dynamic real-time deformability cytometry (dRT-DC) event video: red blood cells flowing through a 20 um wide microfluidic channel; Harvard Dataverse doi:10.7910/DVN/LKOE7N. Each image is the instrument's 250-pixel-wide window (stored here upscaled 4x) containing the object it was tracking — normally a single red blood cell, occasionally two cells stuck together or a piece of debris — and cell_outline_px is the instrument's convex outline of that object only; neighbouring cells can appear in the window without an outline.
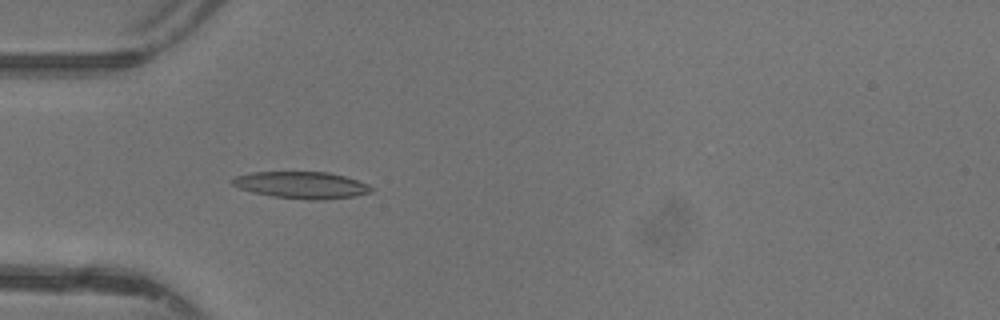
{"species": "common noctule bat (a hibernating species)", "species_latin": "Nyctalus noctula", "temperature_condition": "warm", "stored_images_in_passage": 45, "camera_frame_rate_fps": 3000, "um_per_image_px": 0.085, "animal": {"sex": "female"}, "frame": {"image": 1, "passage_image": 13, "time_ms": 4.0, "image_size_px": [1000, 320], "cell_outline_px": [[372, 192], [352, 196], [324, 200], [308, 200], [272, 196], [252, 192], [240, 188], [232, 184], [228, 180], [236, 176], [252, 172], [328, 172], [344, 176], [368, 184], [372, 188]], "centroid_in_image_um": [25.6, 15.73], "position_along_channel_um": 59.4, "area_um2": 21.68}}
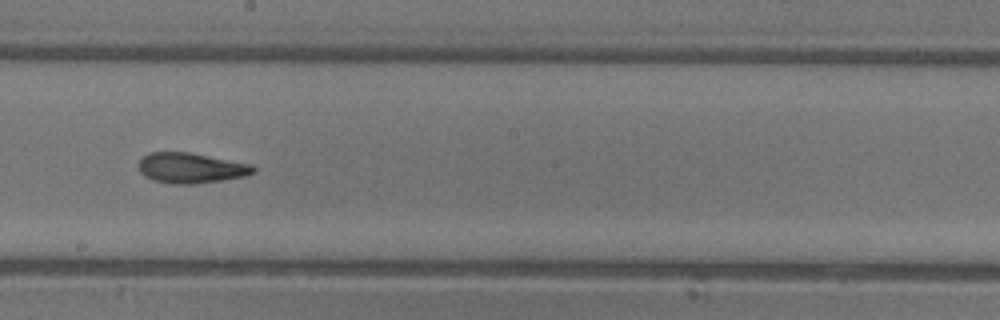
{"frame": {"image": 2, "passage_image": 25, "time_ms": 8.0, "image_size_px": [1000, 320], "cell_outline_px": [[256, 172], [244, 176], [220, 180], [192, 184], [172, 184], [152, 180], [144, 176], [140, 172], [140, 160], [148, 152], [188, 152], [256, 164]], "centroid_in_image_um": [16.27, 14.27], "position_along_channel_um": 231.9, "area_um2": 20.4}}
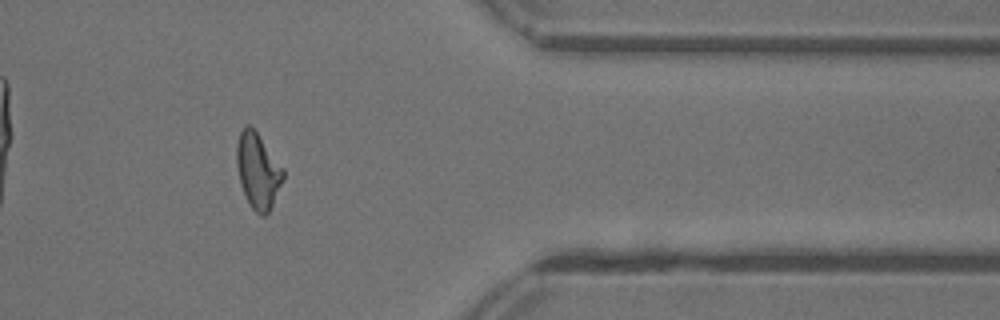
{"frame": {"image": 3, "passage_image": 37, "time_ms": 12.0, "image_size_px": [1000, 320], "cell_outline_px": [[284, 176], [272, 204], [268, 212], [264, 216], [260, 216], [252, 208], [244, 192], [240, 180], [236, 164], [236, 144], [240, 132], [248, 124], [256, 132], [284, 168]], "centroid_in_image_um": [21.91, 14.51], "position_along_channel_um": 389.5, "area_um2": 19.94}, "authors_computed_cell_mechanics": {"area_um2": 20.23, "velocity_mm_per_s": 4.4025, "shape_relaxation_time_tau1_ms": 4.9144, "shape_relaxation_time_tau2_ms": 1.408, "deformation_change_tau1": 0.199, "deformation_change_tau2": 0.0989}}